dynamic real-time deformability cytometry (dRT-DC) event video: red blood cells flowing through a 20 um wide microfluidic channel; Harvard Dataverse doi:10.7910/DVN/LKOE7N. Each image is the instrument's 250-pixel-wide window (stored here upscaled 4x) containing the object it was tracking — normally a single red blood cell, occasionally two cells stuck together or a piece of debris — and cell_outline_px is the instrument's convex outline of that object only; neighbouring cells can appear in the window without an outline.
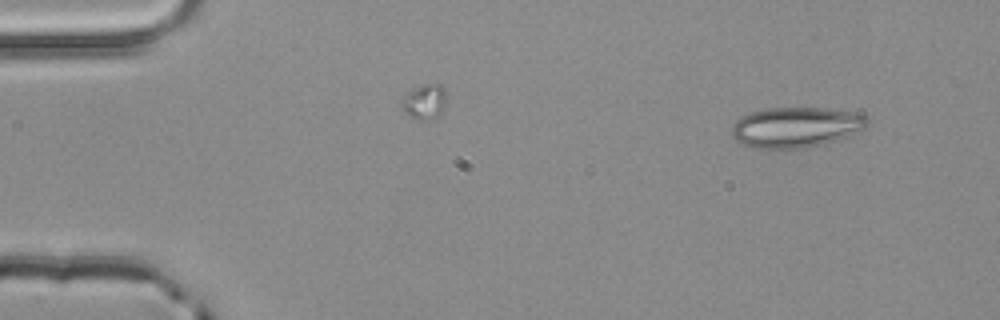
{"species": "common noctule bat (a hibernating species)", "species_latin": "Nyctalus noctula", "temperature_condition": "room temperature", "stored_images_in_passage": 3, "camera_frame_rate_fps": 3000, "um_per_image_px": 0.085, "animal": {"sex": "male", "body_mass_g": 20.4}, "frame": {"image": 1, "passage_image": 1, "time_ms": 0.0, "image_size_px": [1000, 320], "cell_outline_px": [[868, 124], [864, 128], [836, 140], [824, 144], [804, 148], [752, 148], [736, 140], [732, 136], [732, 124], [736, 120], [752, 112], [768, 108], [828, 108], [856, 112], [864, 116], [868, 120]], "centroid_in_image_um": [67.64, 10.81], "position_along_channel_um": 17.4, "area_um2": 31.67}}